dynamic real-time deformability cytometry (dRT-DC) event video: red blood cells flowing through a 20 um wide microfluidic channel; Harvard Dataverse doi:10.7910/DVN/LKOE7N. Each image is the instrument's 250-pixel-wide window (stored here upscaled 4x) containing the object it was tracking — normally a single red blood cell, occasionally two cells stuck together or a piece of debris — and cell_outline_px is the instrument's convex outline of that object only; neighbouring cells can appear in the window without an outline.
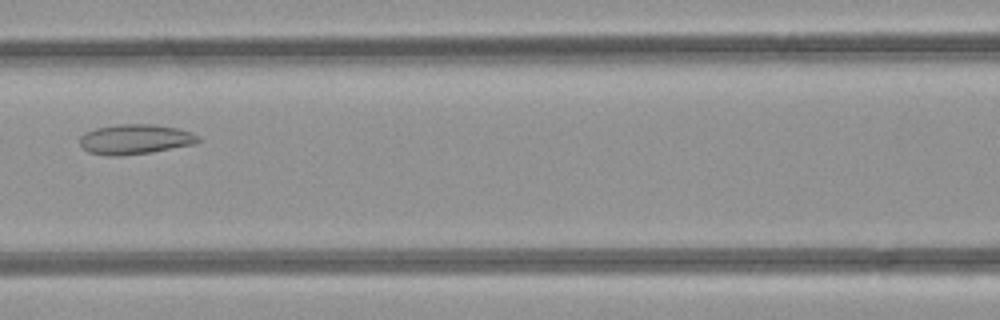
{"species": "common noctule bat (a hibernating species)", "species_latin": "Nyctalus noctula", "temperature_condition": "room temperature", "stored_images_in_passage": 26, "camera_frame_rate_fps": 3000, "um_per_image_px": 0.085, "animal": {"sex": "female", "body_mass_g": 21.9}, "frame": {"image": 1, "passage_image": 10, "time_ms": 3.0, "image_size_px": [1000, 320], "cell_outline_px": [[200, 140], [196, 144], [152, 152], [120, 156], [108, 156], [88, 152], [80, 144], [80, 136], [84, 132], [96, 128], [120, 124], [152, 124], [176, 128], [192, 132], [200, 136]], "centroid_in_image_um": [11.5, 11.84], "position_along_channel_um": 155.1, "area_um2": 20.81}}
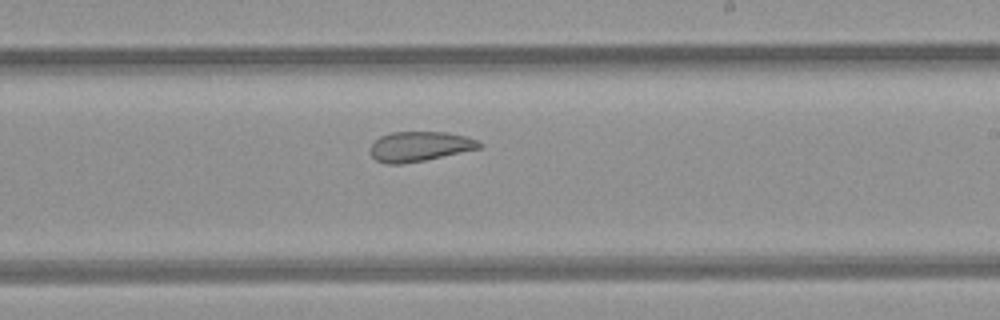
{"frame": {"image": 2, "passage_image": 17, "time_ms": 5.333, "image_size_px": [1000, 320], "cell_outline_px": [[484, 144], [480, 148], [424, 160], [400, 164], [388, 164], [376, 160], [372, 156], [368, 148], [380, 136], [392, 132], [448, 132], [464, 136], [476, 140]], "centroid_in_image_um": [35.64, 12.44], "position_along_channel_um": 253.4, "area_um2": 18.84}}
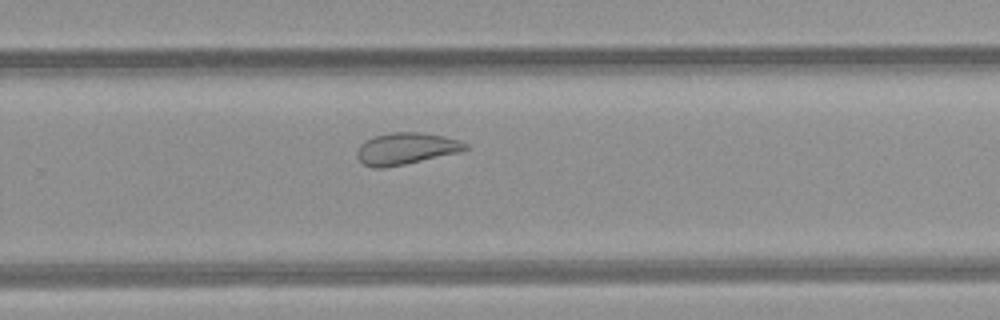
{"frame": {"image": 3, "passage_image": 20, "time_ms": 6.333, "image_size_px": [1000, 320], "cell_outline_px": [[468, 148], [460, 152], [404, 164], [384, 168], [372, 168], [364, 164], [356, 156], [356, 152], [360, 144], [372, 136], [392, 132], [424, 132], [444, 136], [460, 140], [468, 144]], "centroid_in_image_um": [34.5, 12.62], "position_along_channel_um": 295.3, "area_um2": 20.17}, "authors_computed_cell_mechanics": {"area_um2": 20.23, "velocity_mm_per_s": 4.2207, "shape_relaxation_time_tau1_ms": null, "shape_relaxation_time_tau2_ms": 2.17, "deformation_change_tau1": null, "deformation_change_tau2": 0.0912}}